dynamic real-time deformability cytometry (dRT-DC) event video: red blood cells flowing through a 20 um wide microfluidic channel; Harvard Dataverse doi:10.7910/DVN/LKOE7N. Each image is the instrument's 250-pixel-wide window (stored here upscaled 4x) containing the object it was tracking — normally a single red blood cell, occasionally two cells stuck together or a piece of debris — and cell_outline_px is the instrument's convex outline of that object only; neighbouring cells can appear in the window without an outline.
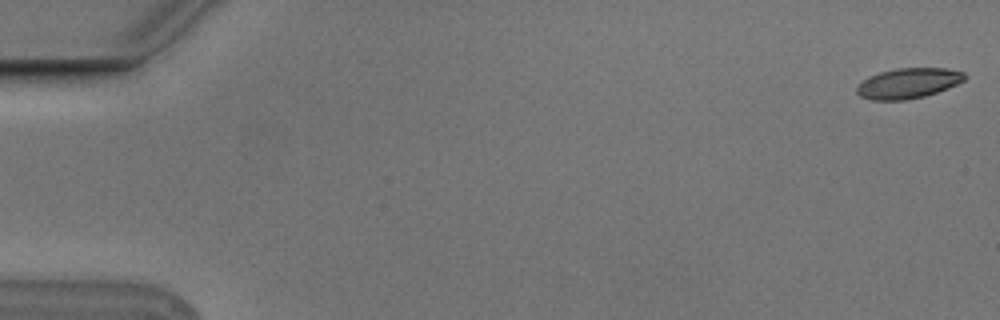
{"species": "Egyptian fruit bat (a non-hibernating species)", "species_latin": "Rousettus aegyptiacus", "temperature_condition": "cold", "stored_images_in_passage": 5, "camera_frame_rate_fps": 3000, "um_per_image_px": 0.085, "animal": {"sex": "male"}, "frame": {"image": 1, "passage_image": 1, "time_ms": 0.0, "image_size_px": [1000, 320], "cell_outline_px": [[964, 80], [948, 88], [924, 96], [904, 100], [872, 100], [860, 96], [856, 92], [856, 88], [868, 76], [880, 72], [896, 68], [944, 68], [964, 72]], "centroid_in_image_um": [77.17, 7.07], "position_along_channel_um": 7.8, "area_um2": 18.84}}